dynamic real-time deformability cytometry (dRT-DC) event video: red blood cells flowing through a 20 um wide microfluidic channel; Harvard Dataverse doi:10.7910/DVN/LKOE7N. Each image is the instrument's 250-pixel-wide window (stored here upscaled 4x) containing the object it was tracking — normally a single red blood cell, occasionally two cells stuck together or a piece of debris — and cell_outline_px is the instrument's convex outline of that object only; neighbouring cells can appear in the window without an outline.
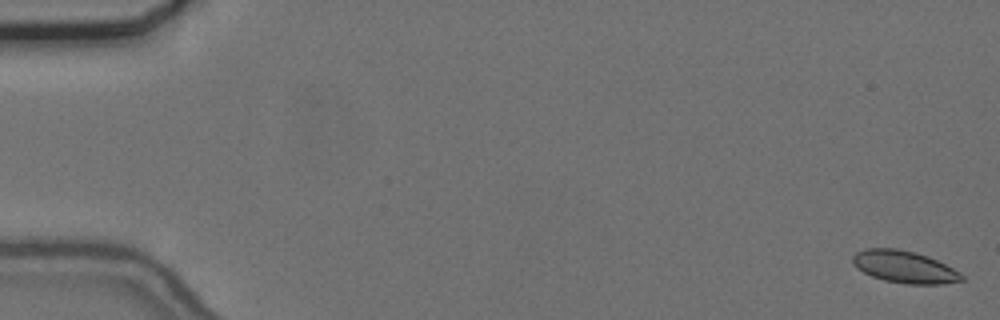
{"species": "common noctule bat (a hibernating species)", "species_latin": "Nyctalus noctula", "temperature_condition": "cold", "stored_images_in_passage": 56, "camera_frame_rate_fps": 3000, "um_per_image_px": 0.085, "animal": {"sex": "female", "body_mass_g": 24.6, "forearm_length_mm": 56.2}, "frame": {"image": 1, "passage_image": 1, "time_ms": 0.0, "image_size_px": [1000, 320], "cell_outline_px": [[964, 280], [940, 284], [904, 284], [884, 280], [872, 276], [856, 268], [852, 264], [852, 256], [856, 252], [864, 248], [896, 248], [916, 252], [928, 256], [960, 272], [964, 276]], "centroid_in_image_um": [76.84, 22.68], "position_along_channel_um": 8.2, "area_um2": 20.52}}
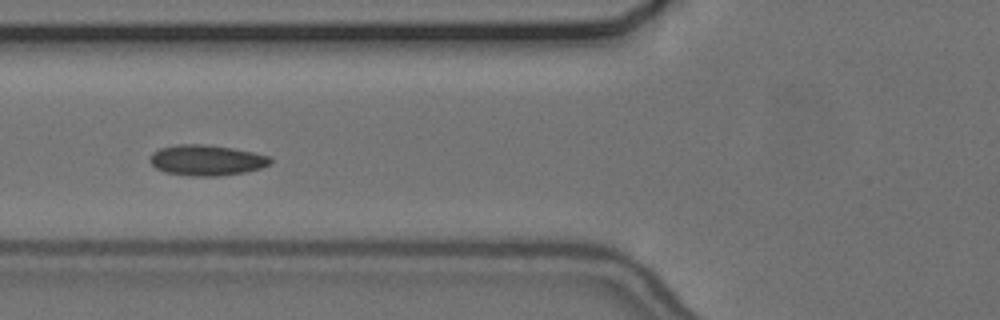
{"frame": {"image": 2, "passage_image": 22, "time_ms": 7.0, "image_size_px": [1000, 320], "cell_outline_px": [[272, 164], [260, 168], [244, 172], [220, 176], [192, 176], [164, 172], [156, 168], [148, 160], [152, 152], [160, 148], [176, 144], [204, 144], [232, 148], [272, 156]], "centroid_in_image_um": [17.56, 13.61], "position_along_channel_um": 108.2, "area_um2": 21.68}}
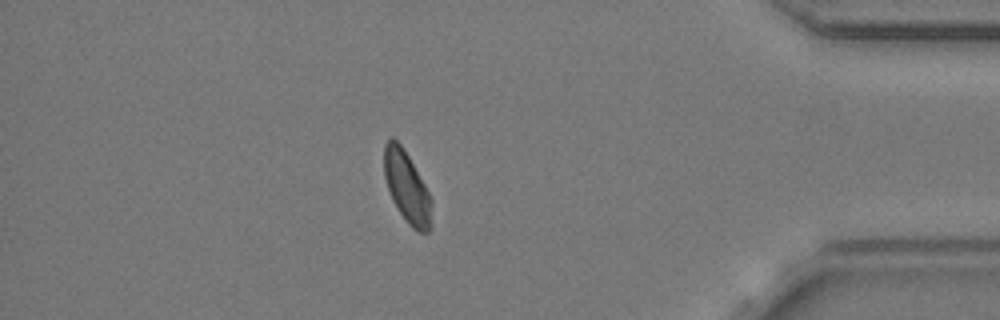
{"frame": {"image": 3, "passage_image": 49, "time_ms": 16.0, "image_size_px": [1000, 320], "cell_outline_px": [[432, 228], [428, 232], [416, 232], [408, 224], [392, 200], [384, 176], [384, 144], [392, 136], [400, 144], [408, 156], [424, 184], [432, 200]], "centroid_in_image_um": [34.6, 15.95], "position_along_channel_um": 400.6, "area_um2": 19.71}, "authors_computed_cell_mechanics": {"area_um2": 20.6346, "velocity_mm_per_s": 3.6706, "shape_relaxation_time_tau1_ms": null, "shape_relaxation_time_tau2_ms": 6.4475, "deformation_change_tau1": null, "deformation_change_tau2": 0.1007}}